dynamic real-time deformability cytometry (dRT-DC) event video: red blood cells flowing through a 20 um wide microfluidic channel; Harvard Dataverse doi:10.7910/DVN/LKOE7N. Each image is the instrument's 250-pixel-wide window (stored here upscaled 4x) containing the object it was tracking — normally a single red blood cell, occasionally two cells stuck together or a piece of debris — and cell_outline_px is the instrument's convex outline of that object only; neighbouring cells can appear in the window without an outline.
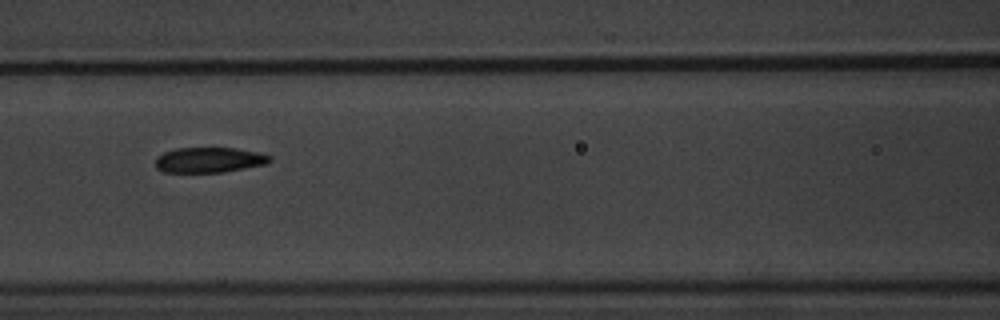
{"species": "common noctule bat (a hibernating species)", "species_latin": "Nyctalus noctula", "temperature_condition": "warm", "stored_images_in_passage": 7, "camera_frame_rate_fps": 3000, "um_per_image_px": 0.085, "animal": {"sex": "male", "body_mass_g": 20.1, "forearm_length_mm": 53.5}, "frame": {"image": 1, "passage_image": 4, "time_ms": 3.333, "image_size_px": [1000, 320], "cell_outline_px": [[272, 160], [268, 164], [224, 172], [164, 172], [156, 168], [156, 156], [164, 152], [176, 148], [236, 148], [260, 152], [272, 156]], "centroid_in_image_um": [17.82, 13.59], "position_along_channel_um": 148.8, "area_um2": 17.05}}
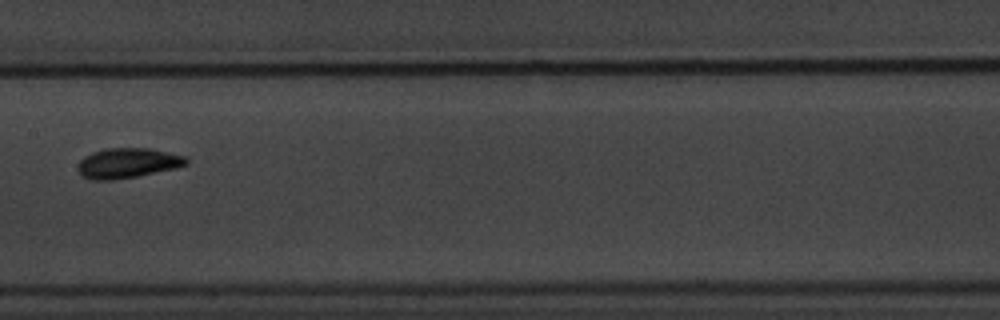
{"frame": {"image": 2, "passage_image": 5, "time_ms": 4.667, "image_size_px": [1000, 320], "cell_outline_px": [[188, 164], [176, 168], [136, 176], [112, 180], [88, 180], [80, 176], [76, 168], [80, 160], [84, 156], [92, 152], [104, 148], [148, 148], [184, 156], [188, 160]], "centroid_in_image_um": [10.77, 13.87], "position_along_channel_um": 196.6, "area_um2": 19.07}}
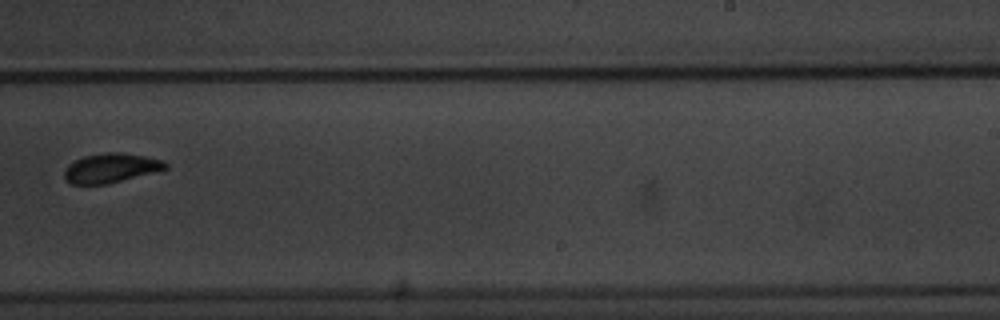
{"frame": {"image": 3, "passage_image": 7, "time_ms": 7.0, "image_size_px": [1000, 320], "cell_outline_px": [[168, 168], [108, 184], [72, 184], [64, 176], [64, 172], [68, 164], [84, 156], [104, 152], [120, 152], [144, 156], [164, 160], [168, 164]], "centroid_in_image_um": [9.43, 14.27], "position_along_channel_um": 279.6, "area_um2": 17.17}}